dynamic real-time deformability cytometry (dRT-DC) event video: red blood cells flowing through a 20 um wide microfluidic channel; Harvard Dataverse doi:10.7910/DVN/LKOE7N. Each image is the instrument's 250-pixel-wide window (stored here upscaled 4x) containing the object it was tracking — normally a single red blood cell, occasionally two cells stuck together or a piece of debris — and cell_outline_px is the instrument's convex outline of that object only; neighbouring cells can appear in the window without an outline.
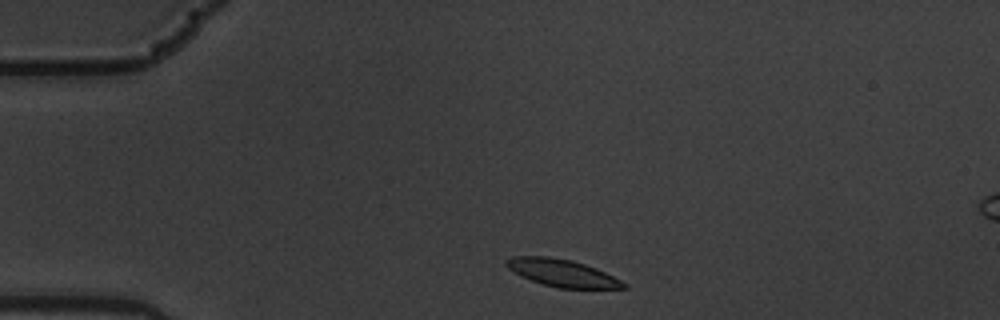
{"species": "common noctule bat (a hibernating species)", "species_latin": "Nyctalus noctula", "temperature_condition": "warm", "stored_images_in_passage": 8, "camera_frame_rate_fps": 3000, "um_per_image_px": 0.085, "animal": {"sex": "male", "body_mass_g": 19.5, "forearm_length_mm": 54.6}, "frame": {"image": 1, "passage_image": 1, "time_ms": 0.0, "image_size_px": [1000, 320], "cell_outline_px": [[628, 288], [560, 288], [544, 284], [520, 276], [508, 268], [504, 264], [504, 260], [512, 256], [548, 256], [572, 260], [596, 268], [628, 284]], "centroid_in_image_um": [47.75, 23.19], "position_along_channel_um": 37.2, "area_um2": 18.55}}
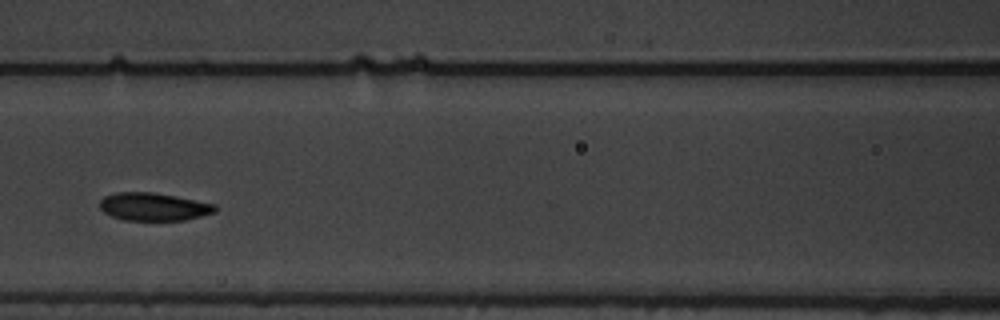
{"frame": {"image": 2, "passage_image": 5, "time_ms": 1.333, "image_size_px": [1000, 320], "cell_outline_px": [[216, 212], [184, 220], [124, 220], [112, 216], [104, 212], [100, 208], [100, 200], [104, 196], [116, 192], [152, 192], [216, 204]], "centroid_in_image_um": [13.04, 17.57], "position_along_channel_um": 153.6, "area_um2": 18.61}}
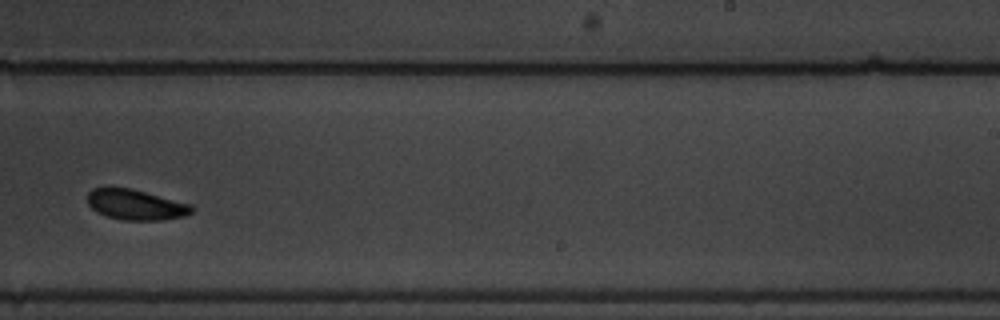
{"frame": {"image": 3, "passage_image": 8, "time_ms": 2.333, "image_size_px": [1000, 320], "cell_outline_px": [[192, 212], [184, 216], [164, 220], [120, 220], [96, 212], [88, 204], [88, 192], [92, 188], [132, 188], [192, 204]], "centroid_in_image_um": [11.55, 17.4], "position_along_channel_um": 277.5, "area_um2": 18.5}}